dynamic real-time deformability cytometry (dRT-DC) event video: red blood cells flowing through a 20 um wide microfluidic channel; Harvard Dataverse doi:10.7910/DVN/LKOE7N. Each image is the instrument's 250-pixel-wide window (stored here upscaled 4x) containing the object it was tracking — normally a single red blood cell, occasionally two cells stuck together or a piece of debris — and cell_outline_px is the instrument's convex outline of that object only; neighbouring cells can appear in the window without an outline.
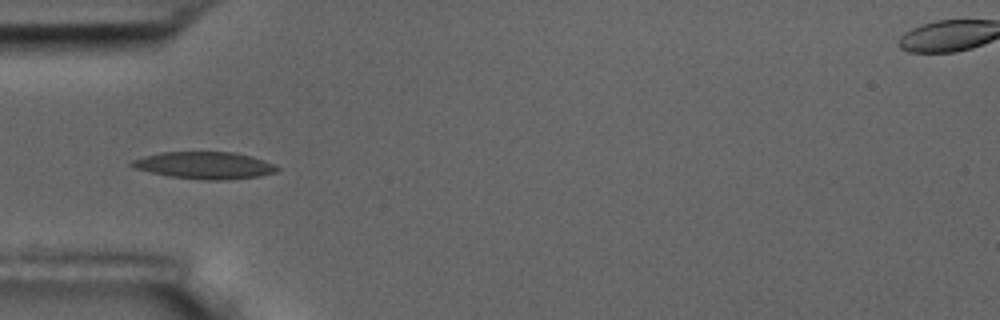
{"species": "common noctule bat (a hibernating species)", "species_latin": "Nyctalus noctula", "temperature_condition": "room temperature", "stored_images_in_passage": 7, "camera_frame_rate_fps": 3000, "um_per_image_px": 0.085, "animal": {"sex": "male", "body_mass_g": 17.5, "forearm_length_mm": 52.3}, "frame": {"image": 1, "passage_image": 1, "time_ms": 0.0, "image_size_px": [1000, 320], "cell_outline_px": [[280, 168], [276, 172], [260, 176], [228, 180], [204, 180], [168, 176], [132, 168], [128, 164], [132, 160], [144, 156], [160, 152], [236, 152], [252, 156], [264, 160]], "centroid_in_image_um": [17.37, 14.06], "position_along_channel_um": 67.6, "area_um2": 23.12}}
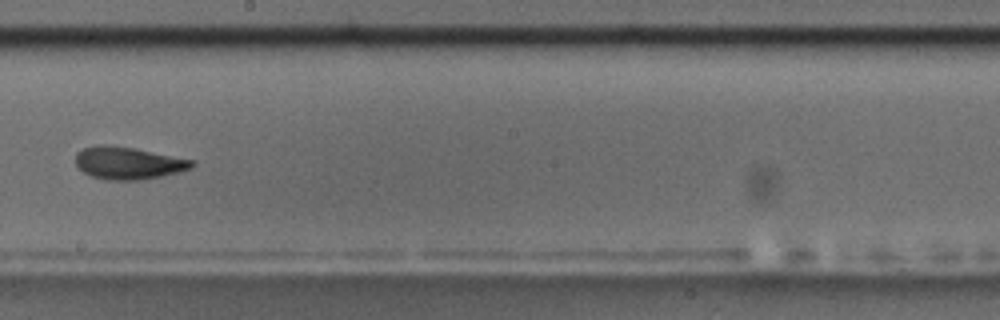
{"frame": {"image": 2, "passage_image": 5, "time_ms": 4.667, "image_size_px": [1000, 320], "cell_outline_px": [[196, 164], [192, 168], [180, 172], [140, 180], [108, 180], [92, 176], [84, 172], [76, 164], [76, 152], [84, 148], [104, 144], [132, 148], [196, 160]], "centroid_in_image_um": [10.94, 13.86], "position_along_channel_um": 237.3, "area_um2": 21.85}}
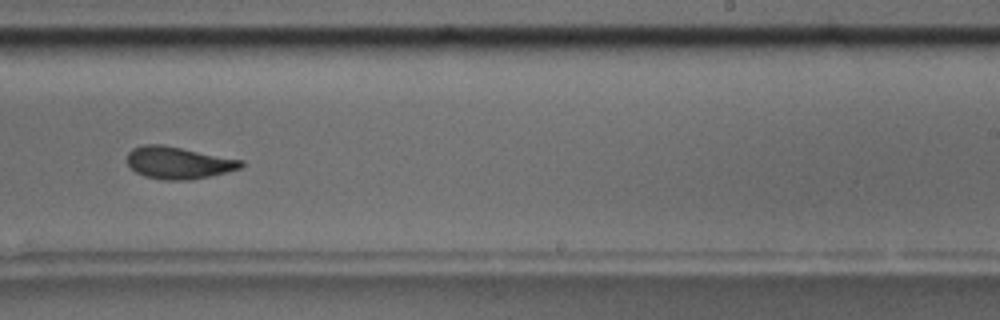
{"frame": {"image": 3, "passage_image": 6, "time_ms": 5.667, "image_size_px": [1000, 320], "cell_outline_px": [[244, 164], [240, 168], [192, 180], [164, 180], [144, 176], [136, 172], [128, 164], [128, 152], [132, 148], [144, 144], [164, 144], [244, 160]], "centroid_in_image_um": [15.16, 13.82], "position_along_channel_um": 273.8, "area_um2": 21.39}}